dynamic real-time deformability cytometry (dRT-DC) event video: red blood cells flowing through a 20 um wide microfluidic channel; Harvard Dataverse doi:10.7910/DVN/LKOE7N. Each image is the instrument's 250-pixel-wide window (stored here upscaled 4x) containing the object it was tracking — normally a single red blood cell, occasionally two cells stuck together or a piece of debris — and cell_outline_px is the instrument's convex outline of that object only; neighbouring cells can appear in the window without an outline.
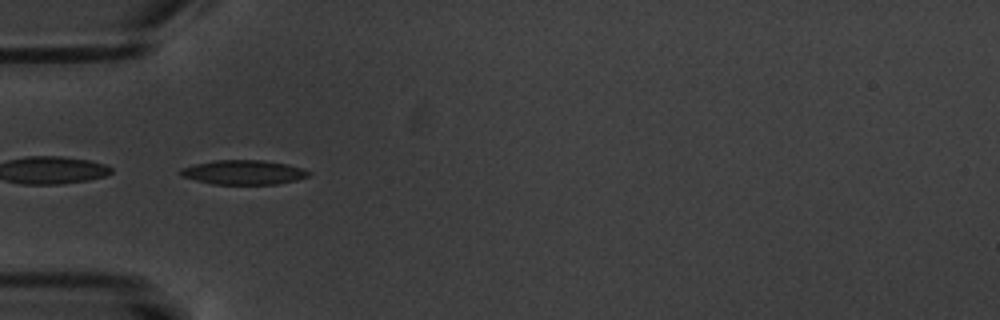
{"species": "common noctule bat (a hibernating species)", "species_latin": "Nyctalus noctula", "temperature_condition": "warm", "stored_images_in_passage": 6, "segment_of_instrument_passage": [2, 2], "camera_frame_rate_fps": 3000, "um_per_image_px": 0.085, "animal": {"sex": "male", "body_mass_g": 20.1, "forearm_length_mm": 53.5}, "frame": {"image": 1, "passage_image": 5, "time_ms": 6.333, "image_size_px": [1000, 320], "cell_outline_px": [[312, 172], [308, 176], [296, 180], [276, 184], [212, 184], [196, 180], [184, 176], [180, 172], [180, 168], [196, 164], [216, 160], [264, 160], [288, 164], [304, 168]], "centroid_in_image_um": [20.76, 14.64], "position_along_channel_um": 64.2, "area_um2": 18.15}}